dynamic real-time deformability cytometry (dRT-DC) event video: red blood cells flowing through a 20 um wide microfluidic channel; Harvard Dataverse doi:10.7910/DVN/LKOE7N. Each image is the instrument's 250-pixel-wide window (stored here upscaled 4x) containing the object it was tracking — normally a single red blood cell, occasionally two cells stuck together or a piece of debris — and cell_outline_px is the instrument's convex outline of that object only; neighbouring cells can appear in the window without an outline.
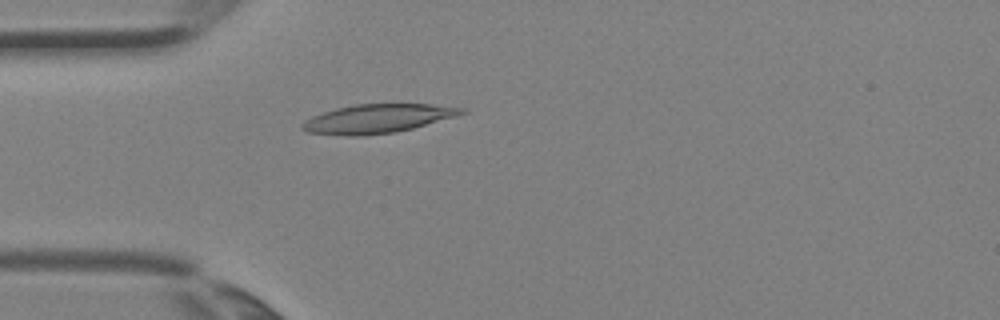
{"species": "Egyptian fruit bat (a non-hibernating species)", "species_latin": "Rousettus aegyptiacus", "temperature_condition": "room temperature", "stored_images_in_passage": 3, "camera_frame_rate_fps": 3000, "um_per_image_px": 0.085, "animal": {"sex": "female"}, "frame": {"image": 1, "passage_image": 3, "time_ms": 0.667, "image_size_px": [1000, 320], "cell_outline_px": [[468, 112], [456, 116], [412, 128], [396, 132], [364, 136], [348, 136], [308, 132], [300, 128], [300, 124], [304, 120], [312, 116], [336, 108], [356, 104], [432, 104], [468, 108]], "centroid_in_image_um": [32.1, 10.08], "position_along_channel_um": 52.9, "area_um2": 26.88}}